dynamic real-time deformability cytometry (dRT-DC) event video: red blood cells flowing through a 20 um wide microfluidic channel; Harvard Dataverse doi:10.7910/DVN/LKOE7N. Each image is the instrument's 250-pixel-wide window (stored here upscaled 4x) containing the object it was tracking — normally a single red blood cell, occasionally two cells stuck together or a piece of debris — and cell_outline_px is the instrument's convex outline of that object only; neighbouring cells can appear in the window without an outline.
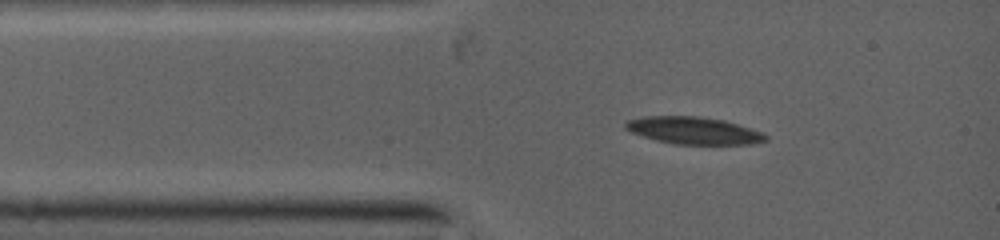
{"species": "common noctule bat (a hibernating species)", "species_latin": "Nyctalus noctula", "temperature_condition": "warm", "stored_images_in_passage": 2, "camera_frame_rate_fps": 5000, "um_per_image_px": 0.085, "animal": {"sex": "female", "body_mass_g": 19.0, "forearm_length_mm": 53.3}, "frame": {"image": 1, "passage_image": 1, "time_ms": 0.0, "image_size_px": [1000, 240], "cell_outline_px": [[768, 140], [748, 144], [676, 144], [644, 136], [632, 132], [624, 128], [624, 124], [628, 120], [648, 116], [696, 116], [724, 120], [760, 132], [768, 136]], "centroid_in_image_um": [58.96, 11.09], "position_along_channel_um": 26.0, "area_um2": 21.73}}